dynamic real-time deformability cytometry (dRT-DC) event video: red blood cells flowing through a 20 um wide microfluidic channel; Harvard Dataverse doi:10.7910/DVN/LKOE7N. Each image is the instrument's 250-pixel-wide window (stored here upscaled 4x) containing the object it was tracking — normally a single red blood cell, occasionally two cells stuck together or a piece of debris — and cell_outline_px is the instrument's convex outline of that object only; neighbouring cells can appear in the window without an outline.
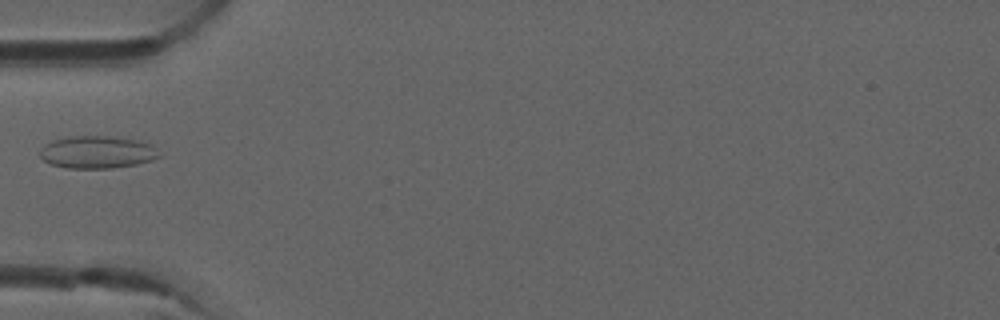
{"species": "common noctule bat (a hibernating species)", "species_latin": "Nyctalus noctula", "temperature_condition": "room temperature", "stored_images_in_passage": 5, "camera_frame_rate_fps": 3000, "um_per_image_px": 0.085, "animal": {"sex": "male", "forearm_length_mm": 52.5}, "frame": {"image": 1, "passage_image": 5, "time_ms": 1.333, "image_size_px": [1000, 320], "cell_outline_px": [[160, 156], [152, 160], [136, 164], [112, 168], [68, 168], [52, 164], [44, 160], [40, 156], [40, 148], [44, 144], [52, 140], [72, 136], [108, 136], [132, 140], [152, 144]], "centroid_in_image_um": [8.22, 12.93], "position_along_channel_um": 76.8, "area_um2": 22.31}}